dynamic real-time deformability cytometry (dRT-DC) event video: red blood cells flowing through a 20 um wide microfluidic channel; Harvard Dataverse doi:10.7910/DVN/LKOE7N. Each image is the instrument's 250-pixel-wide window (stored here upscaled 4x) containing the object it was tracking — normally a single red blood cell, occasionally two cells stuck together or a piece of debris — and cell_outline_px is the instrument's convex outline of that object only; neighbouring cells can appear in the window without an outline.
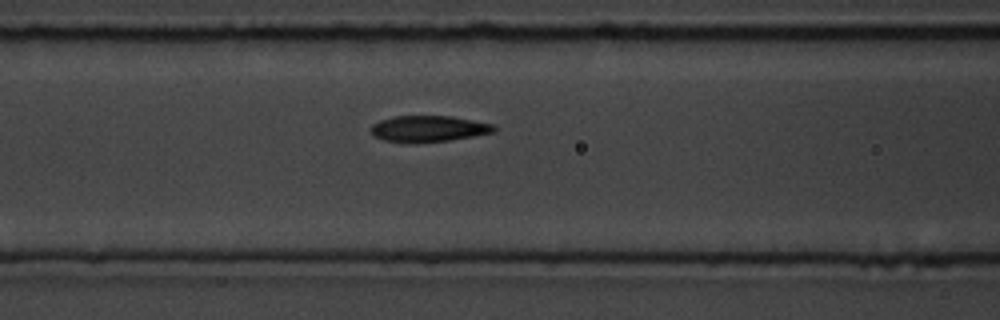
{"species": "common noctule bat (a hibernating species)", "species_latin": "Nyctalus noctula", "temperature_condition": "room temperature", "stored_images_in_passage": 3, "camera_frame_rate_fps": 3000, "um_per_image_px": 0.085, "animal": {"sex": "male", "body_mass_g": 19.5, "forearm_length_mm": 54.6}, "frame": {"image": 1, "passage_image": 3, "time_ms": 3.0, "image_size_px": [1000, 320], "cell_outline_px": [[496, 132], [448, 140], [416, 144], [408, 144], [384, 140], [372, 136], [368, 132], [368, 128], [372, 124], [380, 120], [392, 116], [452, 116], [492, 124], [496, 128]], "centroid_in_image_um": [36.32, 10.96], "position_along_channel_um": 130.3, "area_um2": 19.25}}